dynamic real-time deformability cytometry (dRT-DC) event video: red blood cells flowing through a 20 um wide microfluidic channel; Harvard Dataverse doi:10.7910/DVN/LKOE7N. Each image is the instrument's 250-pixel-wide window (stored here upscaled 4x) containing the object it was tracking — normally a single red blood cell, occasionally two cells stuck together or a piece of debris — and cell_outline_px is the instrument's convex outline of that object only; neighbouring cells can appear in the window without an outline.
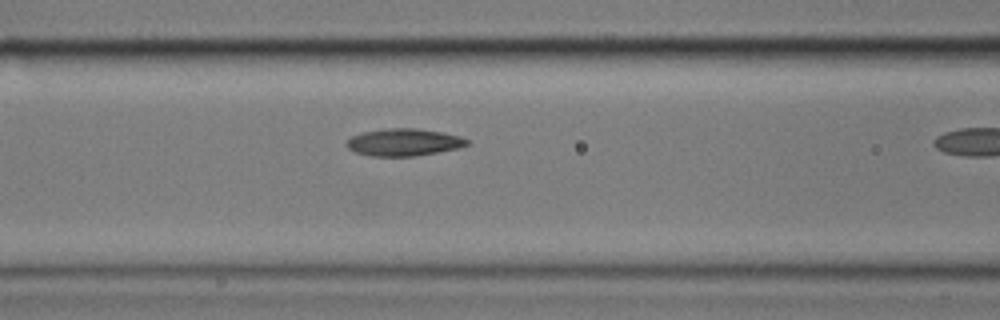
{"species": "common noctule bat (a hibernating species)", "species_latin": "Nyctalus noctula", "temperature_condition": "cold", "stored_images_in_passage": 8, "camera_frame_rate_fps": 3000, "um_per_image_px": 0.085, "animal": {"sex": "male", "body_mass_g": 17.9}, "frame": {"image": 1, "passage_image": 7, "time_ms": 2.0, "image_size_px": [1000, 320], "cell_outline_px": [[468, 144], [456, 148], [416, 156], [372, 156], [356, 152], [348, 148], [344, 144], [352, 136], [364, 132], [384, 128], [416, 128], [440, 132], [460, 136], [468, 140]], "centroid_in_image_um": [34.28, 12.09], "position_along_channel_um": 132.3, "area_um2": 18.9}}